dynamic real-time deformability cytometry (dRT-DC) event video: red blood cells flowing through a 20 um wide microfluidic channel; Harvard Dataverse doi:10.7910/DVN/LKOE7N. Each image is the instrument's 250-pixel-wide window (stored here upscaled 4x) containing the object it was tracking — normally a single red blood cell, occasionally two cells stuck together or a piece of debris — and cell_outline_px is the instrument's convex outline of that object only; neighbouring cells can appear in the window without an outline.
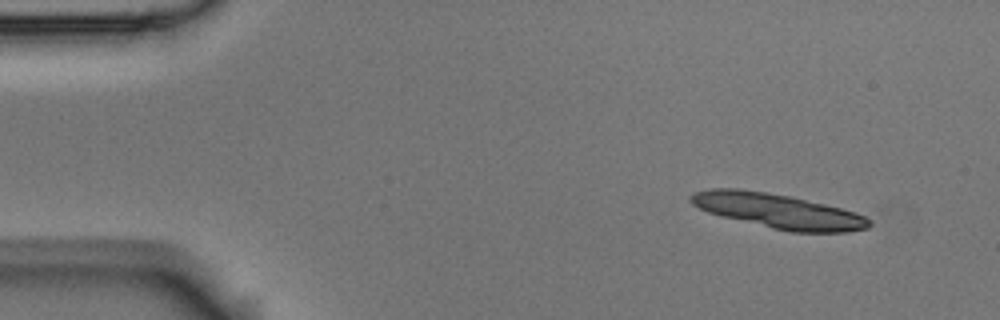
{"species": "Egyptian fruit bat (a non-hibernating species)", "species_latin": "Rousettus aegyptiacus", "temperature_condition": "room temperature", "stored_images_in_passage": 11, "camera_frame_rate_fps": 3000, "um_per_image_px": 0.085, "animal": {"sex": "male"}, "frame": {"image": 1, "passage_image": 1, "time_ms": 0.0, "image_size_px": [1000, 320], "cell_outline_px": [[872, 224], [868, 228], [848, 232], [792, 232], [772, 228], [720, 216], [708, 212], [692, 204], [688, 200], [688, 196], [696, 192], [712, 188], [740, 188], [792, 196], [856, 212], [872, 220]], "centroid_in_image_um": [66.14, 17.93], "position_along_channel_um": 18.9, "area_um2": 36.07}}